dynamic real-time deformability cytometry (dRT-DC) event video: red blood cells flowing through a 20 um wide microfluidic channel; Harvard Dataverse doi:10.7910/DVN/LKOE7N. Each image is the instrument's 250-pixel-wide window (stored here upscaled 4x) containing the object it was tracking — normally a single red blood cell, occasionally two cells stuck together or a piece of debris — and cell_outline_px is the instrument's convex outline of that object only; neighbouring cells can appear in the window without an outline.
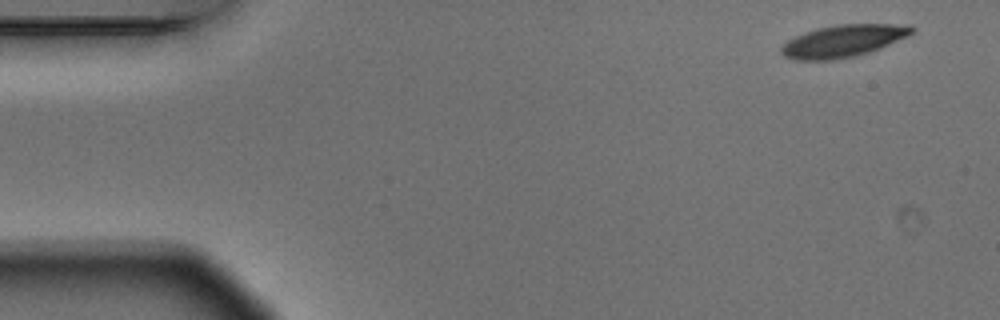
{"species": "Egyptian fruit bat (a non-hibernating species)", "species_latin": "Rousettus aegyptiacus", "temperature_condition": "warm", "stored_images_in_passage": 4, "camera_frame_rate_fps": 3000, "um_per_image_px": 0.085, "animal": {"sex": "male"}, "frame": {"image": 1, "passage_image": 1, "time_ms": 0.0, "image_size_px": [1000, 320], "cell_outline_px": [[916, 28], [908, 36], [880, 48], [868, 52], [852, 56], [832, 60], [796, 60], [784, 56], [780, 52], [780, 48], [788, 40], [804, 32], [816, 28], [836, 24], [912, 24]], "centroid_in_image_um": [71.68, 3.46], "position_along_channel_um": 13.3, "area_um2": 24.51}}
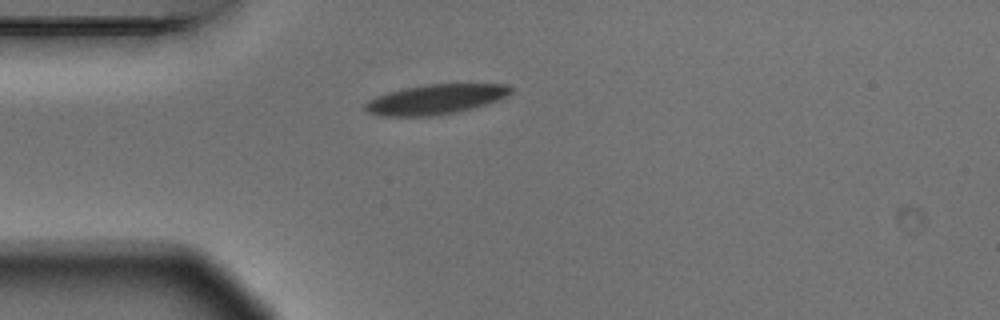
{"frame": {"image": 2, "passage_image": 4, "time_ms": 1.0, "image_size_px": [1000, 320], "cell_outline_px": [[512, 92], [508, 96], [488, 104], [456, 112], [428, 116], [380, 116], [368, 112], [364, 108], [364, 104], [368, 100], [376, 96], [388, 92], [404, 88], [428, 84], [508, 84], [512, 88]], "centroid_in_image_um": [37.03, 8.44], "position_along_channel_um": 48.0, "area_um2": 25.37}}